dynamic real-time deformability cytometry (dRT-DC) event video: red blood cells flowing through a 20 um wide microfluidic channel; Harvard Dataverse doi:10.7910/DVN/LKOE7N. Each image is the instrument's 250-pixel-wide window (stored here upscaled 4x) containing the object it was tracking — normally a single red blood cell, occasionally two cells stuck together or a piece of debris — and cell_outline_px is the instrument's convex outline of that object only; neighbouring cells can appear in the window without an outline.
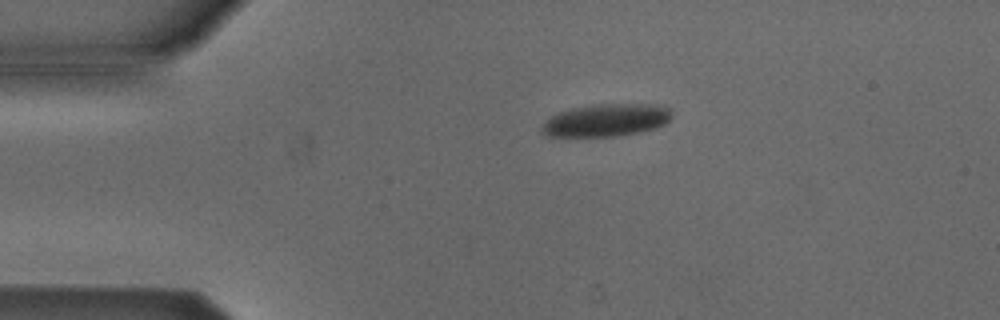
{"species": "Egyptian fruit bat (a non-hibernating species)", "species_latin": "Rousettus aegyptiacus", "temperature_condition": "cold", "stored_images_in_passage": 2, "camera_frame_rate_fps": 3000, "um_per_image_px": 0.085, "animal": {"sex": "male"}, "frame": {"image": 1, "passage_image": 1, "time_ms": 0.0, "image_size_px": [1000, 320], "cell_outline_px": [[672, 116], [664, 124], [656, 128], [640, 132], [616, 136], [544, 136], [540, 132], [540, 128], [544, 120], [548, 116], [572, 108], [592, 104], [652, 104], [668, 108]], "centroid_in_image_um": [51.45, 10.22], "position_along_channel_um": 33.5, "area_um2": 24.8}}